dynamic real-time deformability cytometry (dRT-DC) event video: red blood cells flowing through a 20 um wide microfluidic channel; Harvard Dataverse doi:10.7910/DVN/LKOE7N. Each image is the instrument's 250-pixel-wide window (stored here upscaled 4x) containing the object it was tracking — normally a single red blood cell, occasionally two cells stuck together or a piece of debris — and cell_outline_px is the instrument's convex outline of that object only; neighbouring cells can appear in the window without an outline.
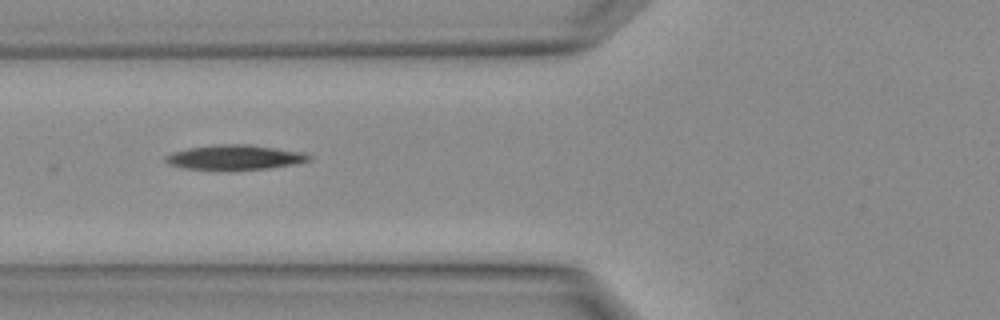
{"species": "Egyptian fruit bat (a non-hibernating species)", "species_latin": "Rousettus aegyptiacus", "temperature_condition": "warm", "stored_images_in_passage": 3, "camera_frame_rate_fps": 3000, "um_per_image_px": 0.085, "animal": {"sex": "female"}, "frame": {"image": 1, "passage_image": 3, "time_ms": 0.667, "image_size_px": [1000, 320], "cell_outline_px": [[312, 160], [292, 164], [268, 168], [184, 168], [168, 164], [164, 160], [164, 156], [172, 152], [188, 148], [220, 144], [248, 144], [304, 152], [312, 156]], "centroid_in_image_um": [19.97, 13.34], "position_along_channel_um": 105.8, "area_um2": 20.11}}